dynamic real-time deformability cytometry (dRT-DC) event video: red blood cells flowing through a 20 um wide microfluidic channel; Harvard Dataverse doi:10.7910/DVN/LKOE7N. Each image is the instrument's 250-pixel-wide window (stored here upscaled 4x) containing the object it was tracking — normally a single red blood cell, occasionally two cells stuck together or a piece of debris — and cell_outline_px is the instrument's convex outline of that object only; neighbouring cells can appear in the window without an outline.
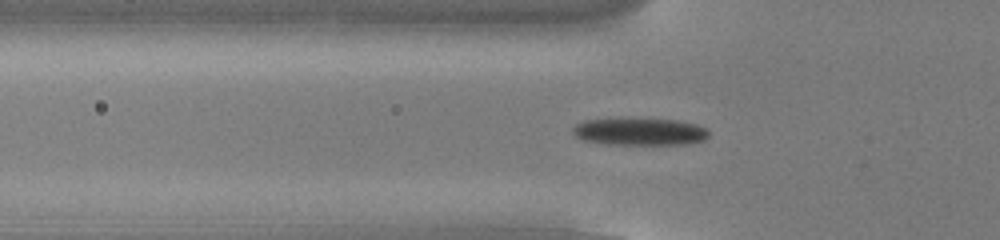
{"species": "common noctule bat (a hibernating species)", "species_latin": "Nyctalus noctula", "temperature_condition": "cold", "stored_images_in_passage": 52, "camera_frame_rate_fps": 3000, "um_per_image_px": 0.085, "animal": {"sex": "male", "body_mass_g": 13.0, "forearm_length_mm": 53.1}, "frame": {"image": 1, "passage_image": 18, "time_ms": 5.667, "image_size_px": [1000, 240], "cell_outline_px": [[708, 136], [704, 140], [684, 144], [600, 144], [580, 140], [572, 132], [572, 128], [576, 124], [584, 120], [676, 120], [696, 124], [708, 128]], "centroid_in_image_um": [54.36, 11.22], "position_along_channel_um": 71.4, "area_um2": 21.27}}
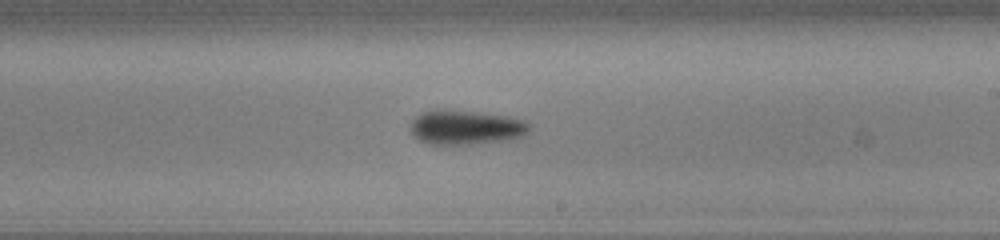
{"frame": {"image": 2, "passage_image": 32, "time_ms": 10.333, "image_size_px": [1000, 240], "cell_outline_px": [[532, 124], [528, 132], [524, 136], [508, 140], [472, 144], [428, 144], [420, 140], [412, 132], [412, 120], [416, 116], [424, 112], [436, 108], [476, 112], [508, 116], [524, 120]], "centroid_in_image_um": [39.65, 10.82], "position_along_channel_um": 249.4, "area_um2": 23.93}}
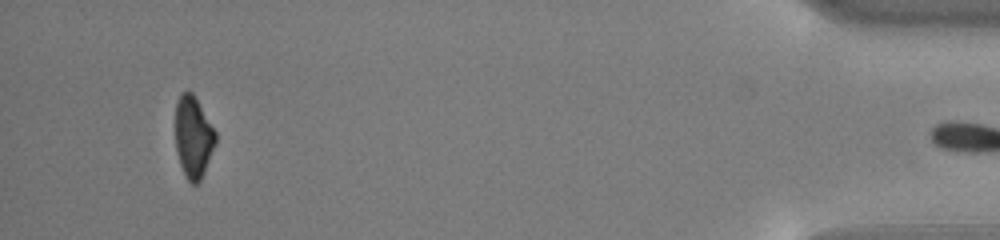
{"frame": {"image": 3, "passage_image": 51, "time_ms": 16.667, "image_size_px": [1000, 240], "cell_outline_px": [[216, 140], [200, 180], [196, 184], [192, 184], [188, 180], [180, 164], [176, 152], [176, 104], [180, 92], [192, 92], [216, 132]], "centroid_in_image_um": [16.41, 11.63], "position_along_channel_um": 418.8, "area_um2": 18.61}, "authors_computed_cell_mechanics": {"area_um2": 21.4727, "velocity_mm_per_s": 3.822, "shape_relaxation_time_tau1_ms": 1.6129, "shape_relaxation_time_tau2_ms": null, "deformation_change_tau1": 0.1237, "deformation_change_tau2": null}}